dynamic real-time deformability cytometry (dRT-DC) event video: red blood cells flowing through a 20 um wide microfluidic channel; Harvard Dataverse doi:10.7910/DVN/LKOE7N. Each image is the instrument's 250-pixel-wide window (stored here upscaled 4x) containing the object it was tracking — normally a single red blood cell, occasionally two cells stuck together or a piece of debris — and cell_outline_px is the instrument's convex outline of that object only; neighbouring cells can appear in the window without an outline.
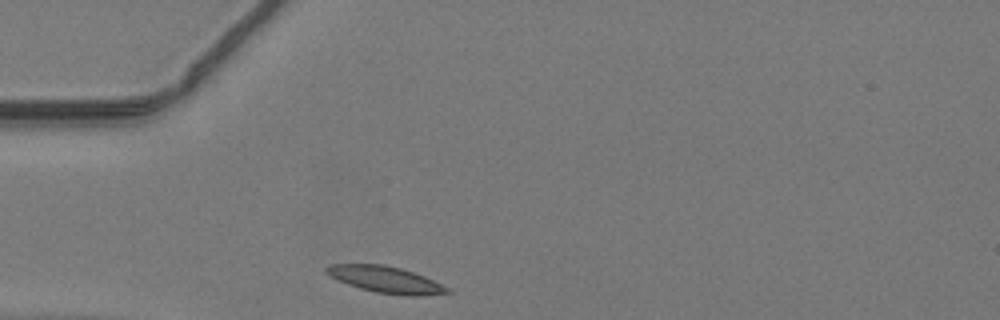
{"species": "common noctule bat (a hibernating species)", "species_latin": "Nyctalus noctula", "temperature_condition": "warm", "stored_images_in_passage": 29, "camera_frame_rate_fps": 3000, "um_per_image_px": 0.085, "animal": {"sex": "male", "body_mass_g": 19.2, "forearm_length_mm": 51.8}, "frame": {"image": 1, "passage_image": 1, "time_ms": 0.0, "image_size_px": [1000, 320], "cell_outline_px": [[452, 292], [420, 296], [408, 296], [376, 292], [360, 288], [336, 280], [328, 276], [324, 272], [324, 268], [328, 264], [384, 264], [400, 268], [424, 276], [452, 288]], "centroid_in_image_um": [32.77, 23.76], "position_along_channel_um": 52.2, "area_um2": 18.9}}
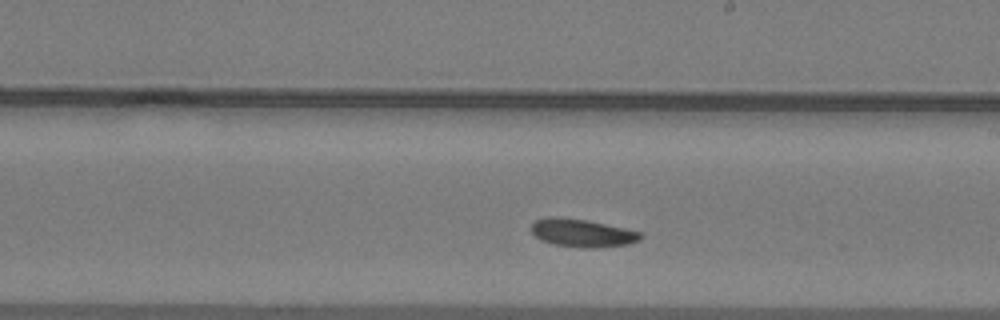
{"frame": {"image": 2, "passage_image": 15, "time_ms": 4.667, "image_size_px": [1000, 320], "cell_outline_px": [[644, 236], [640, 240], [628, 244], [600, 248], [580, 248], [556, 244], [540, 240], [532, 232], [532, 224], [536, 220], [548, 216], [552, 216], [588, 220], [624, 228], [640, 232]], "centroid_in_image_um": [49.51, 19.81], "position_along_channel_um": 239.5, "area_um2": 17.86}}
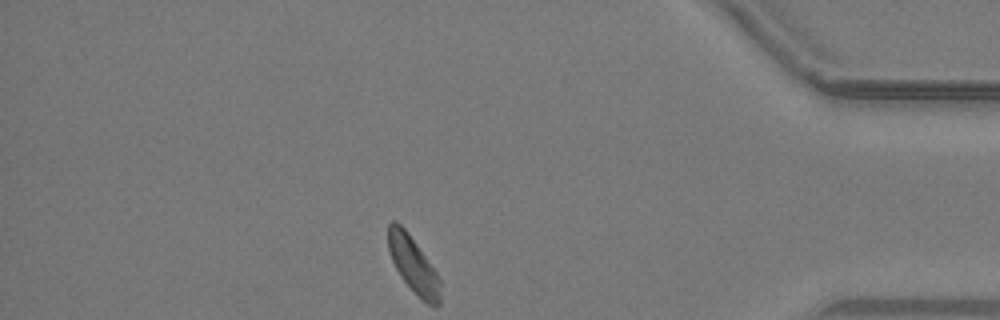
{"frame": {"image": 3, "passage_image": 29, "time_ms": 9.333, "image_size_px": [1000, 320], "cell_outline_px": [[440, 304], [428, 304], [400, 276], [392, 260], [388, 248], [388, 224], [392, 220], [396, 220], [404, 228], [416, 244], [436, 272], [440, 280]], "centroid_in_image_um": [35.1, 22.45], "position_along_channel_um": 400.1, "area_um2": 16.42}}